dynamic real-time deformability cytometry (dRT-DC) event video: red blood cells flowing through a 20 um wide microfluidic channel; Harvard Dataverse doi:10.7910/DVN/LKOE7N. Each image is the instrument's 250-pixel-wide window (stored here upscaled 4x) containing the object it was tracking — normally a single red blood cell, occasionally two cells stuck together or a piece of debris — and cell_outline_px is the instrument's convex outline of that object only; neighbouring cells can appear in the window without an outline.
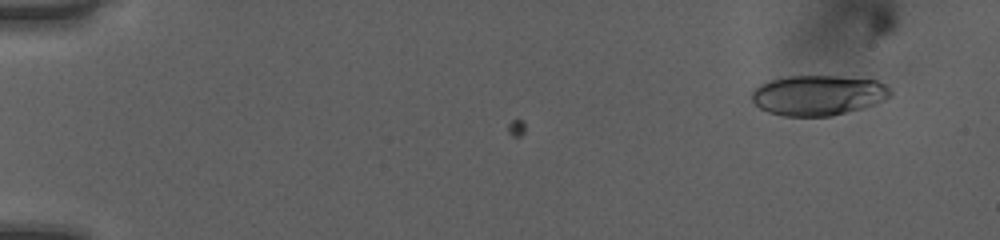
{"species": "human", "species_latin": "Homo sapiens", "temperature_condition": "room temperature", "stored_images_in_passage": 51, "camera_frame_rate_fps": 3000, "um_per_image_px": 0.085, "donor": {"sex": "female"}, "frame": {"image": 1, "passage_image": 4, "time_ms": 1.0, "image_size_px": [1000, 240], "cell_outline_px": [[892, 96], [884, 100], [860, 108], [832, 116], [784, 116], [768, 112], [760, 108], [752, 100], [752, 92], [760, 84], [772, 80], [788, 76], [840, 76], [876, 80], [892, 88]], "centroid_in_image_um": [69.57, 8.09], "position_along_channel_um": 15.4, "area_um2": 32.37}}
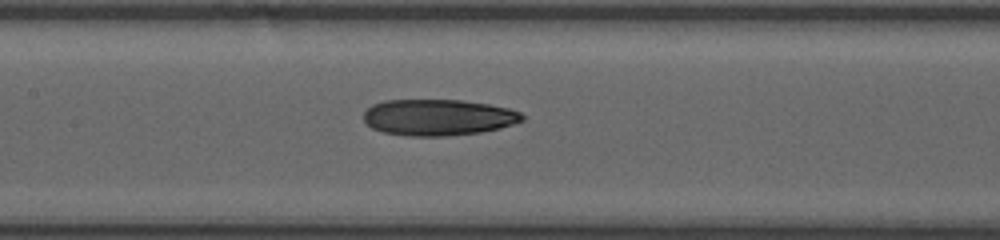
{"frame": {"image": 2, "passage_image": 26, "time_ms": 8.333, "image_size_px": [1000, 240], "cell_outline_px": [[524, 120], [500, 128], [480, 132], [444, 136], [412, 136], [384, 132], [372, 128], [364, 120], [364, 112], [372, 104], [384, 100], [464, 100], [488, 104], [508, 108], [520, 112], [524, 116]], "centroid_in_image_um": [37.24, 9.97], "position_along_channel_um": 170.2, "area_um2": 33.41}}
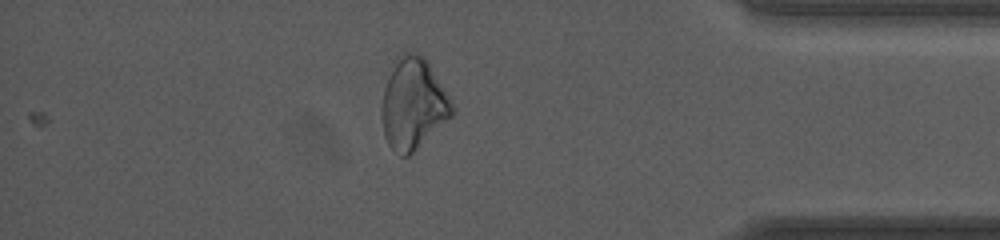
{"frame": {"image": 3, "passage_image": 45, "time_ms": 14.667, "image_size_px": [1000, 240], "cell_outline_px": [[452, 116], [408, 156], [400, 156], [388, 144], [384, 136], [380, 112], [380, 108], [384, 88], [388, 76], [396, 56], [404, 52], [416, 52], [424, 56], [428, 60], [452, 100]], "centroid_in_image_um": [35.1, 8.78], "position_along_channel_um": 400.1, "area_um2": 37.57}, "authors_computed_cell_mechanics": {"area_um2": 33.524, "velocity_mm_per_s": 4.0567, "shape_relaxation_time_tau1_ms": 4.1123, "shape_relaxation_time_tau2_ms": 7.5872, "deformation_change_tau1": 0.1323, "deformation_change_tau2": 0.1996}}